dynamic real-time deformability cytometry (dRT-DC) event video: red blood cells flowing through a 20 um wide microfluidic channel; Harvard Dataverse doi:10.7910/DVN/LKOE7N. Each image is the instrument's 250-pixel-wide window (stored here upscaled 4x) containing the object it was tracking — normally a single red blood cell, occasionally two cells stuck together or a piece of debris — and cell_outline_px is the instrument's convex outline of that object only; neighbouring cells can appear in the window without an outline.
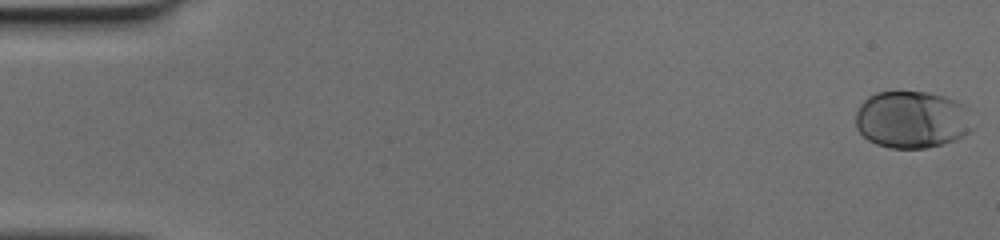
{"species": "human", "species_latin": "Homo sapiens", "temperature_condition": "cold", "stored_images_in_passage": 8, "camera_frame_rate_fps": 3000, "um_per_image_px": 0.085, "donor": {"sex": "female"}, "frame": {"image": 1, "passage_image": 1, "time_ms": 0.0, "image_size_px": [1000, 240], "cell_outline_px": [[968, 132], [952, 140], [928, 148], [888, 148], [876, 144], [868, 140], [856, 128], [856, 112], [860, 104], [868, 96], [876, 92], [928, 92], [944, 96], [956, 100], [960, 104]], "centroid_in_image_um": [77.35, 10.16], "position_along_channel_um": 7.6, "area_um2": 37.92}}